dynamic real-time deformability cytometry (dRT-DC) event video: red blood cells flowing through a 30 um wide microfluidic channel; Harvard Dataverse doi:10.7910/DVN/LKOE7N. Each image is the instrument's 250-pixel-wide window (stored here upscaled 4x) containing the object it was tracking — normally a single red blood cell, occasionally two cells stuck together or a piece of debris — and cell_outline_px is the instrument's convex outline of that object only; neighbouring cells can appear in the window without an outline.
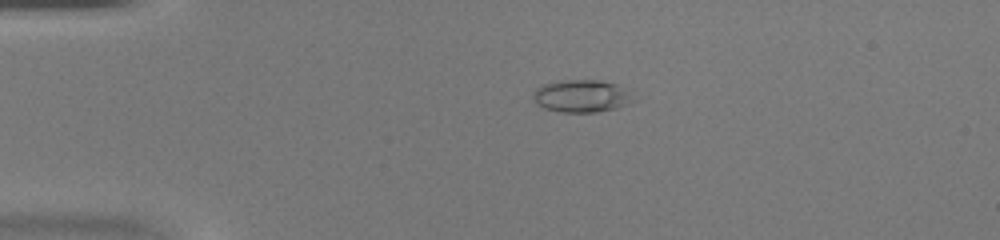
{"species": "common noctule bat (a hibernating species)", "species_latin": "Nyctalus noctula", "temperature_condition": "warm", "stored_images_in_passage": 37, "camera_frame_rate_fps": 3000, "um_per_image_px": 0.085, "animal": {"sex": "female", "body_mass_g": 20.0, "forearm_length_mm": 54.0}, "frame": {"image": 1, "passage_image": 1, "time_ms": 0.0, "image_size_px": [1000, 240], "cell_outline_px": [[636, 100], [628, 104], [616, 108], [596, 112], [560, 112], [544, 108], [536, 104], [532, 100], [532, 92], [540, 84], [560, 80], [604, 80], [616, 84]], "centroid_in_image_um": [49.35, 8.16], "position_along_channel_um": 35.7, "area_um2": 19.13}}
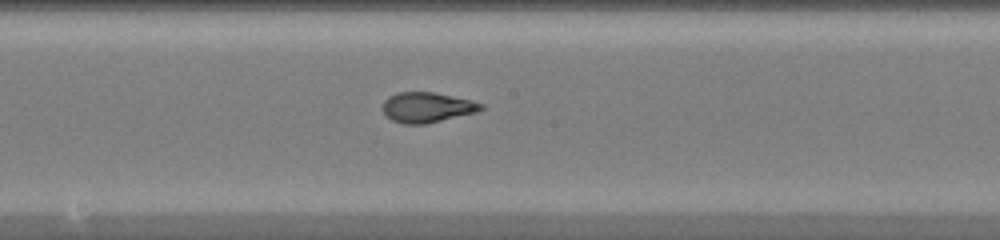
{"frame": {"image": 2, "passage_image": 16, "time_ms": 5.0, "image_size_px": [1000, 240], "cell_outline_px": [[484, 108], [476, 112], [424, 124], [404, 124], [392, 120], [384, 112], [384, 100], [388, 96], [396, 92], [432, 92], [472, 100], [484, 104]], "centroid_in_image_um": [36.3, 9.11], "position_along_channel_um": 211.9, "area_um2": 17.11}}
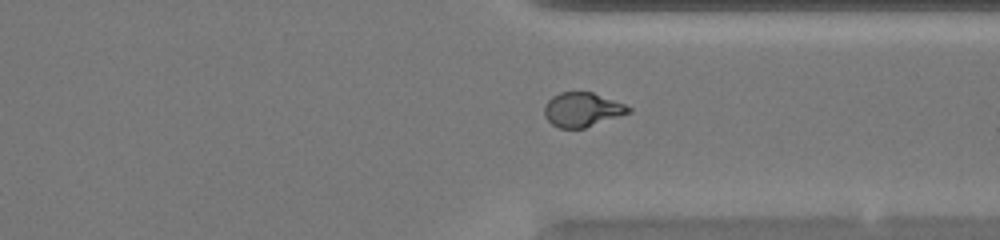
{"frame": {"image": 3, "passage_image": 26, "time_ms": 8.333, "image_size_px": [1000, 240], "cell_outline_px": [[632, 112], [584, 128], [560, 128], [552, 124], [544, 116], [544, 108], [548, 100], [552, 96], [560, 92], [592, 92], [624, 104], [632, 108]], "centroid_in_image_um": [49.48, 9.32], "position_along_channel_um": 361.9, "area_um2": 16.7}}